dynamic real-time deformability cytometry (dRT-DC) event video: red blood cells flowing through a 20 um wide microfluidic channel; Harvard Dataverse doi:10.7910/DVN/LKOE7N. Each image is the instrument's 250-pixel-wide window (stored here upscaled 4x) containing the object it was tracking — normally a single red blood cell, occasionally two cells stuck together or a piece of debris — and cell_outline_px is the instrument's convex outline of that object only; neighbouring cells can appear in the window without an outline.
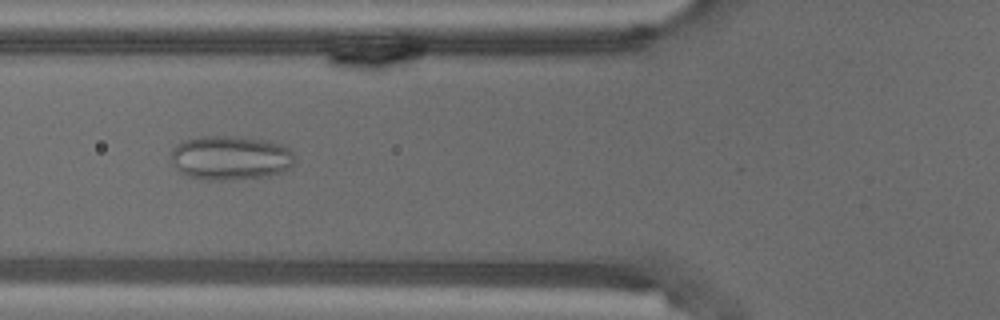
{"species": "common noctule bat (a hibernating species)", "species_latin": "Nyctalus noctula", "temperature_condition": "warm", "stored_images_in_passage": 56, "camera_frame_rate_fps": 3000, "um_per_image_px": 0.085, "animal": {"sex": "male", "body_mass_g": 18.8}, "frame": {"image": 1, "passage_image": 21, "time_ms": 6.667, "image_size_px": [1000, 320], "cell_outline_px": [[296, 160], [292, 168], [268, 176], [228, 180], [208, 180], [188, 176], [180, 172], [176, 168], [172, 160], [172, 148], [176, 144], [184, 140], [200, 136], [240, 136], [268, 140], [284, 144], [296, 156]], "centroid_in_image_um": [19.64, 13.4], "position_along_channel_um": 106.2, "area_um2": 32.43}}
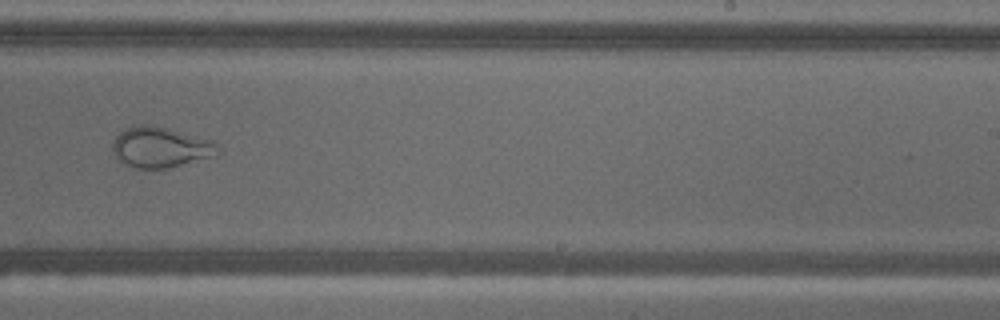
{"frame": {"image": 2, "passage_image": 35, "time_ms": 11.333, "image_size_px": [1000, 320], "cell_outline_px": [[220, 152], [216, 156], [168, 168], [136, 168], [120, 160], [112, 152], [112, 140], [120, 132], [128, 128], [140, 124], [148, 124], [216, 140]], "centroid_in_image_um": [13.69, 12.51], "position_along_channel_um": 275.3, "area_um2": 24.91}}
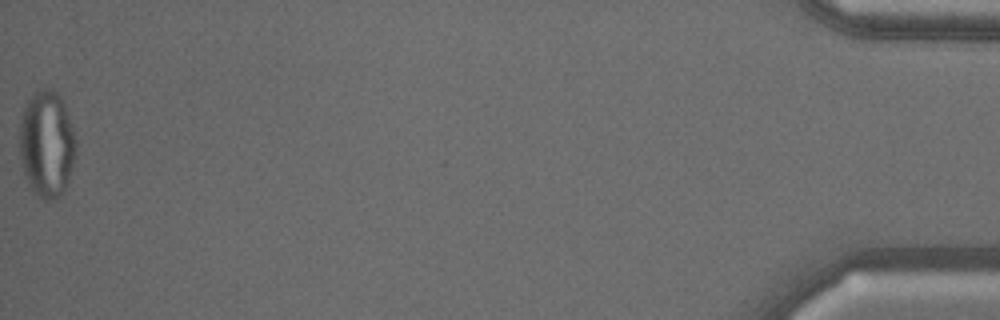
{"frame": {"image": 3, "passage_image": 56, "time_ms": 18.333, "image_size_px": [1000, 320], "cell_outline_px": [[76, 148], [68, 180], [60, 196], [52, 200], [44, 200], [28, 188], [24, 176], [20, 160], [20, 124], [24, 108], [28, 100], [36, 92], [44, 88], [52, 88], [60, 96], [64, 104], [76, 140]], "centroid_in_image_um": [3.95, 12.27], "position_along_channel_um": 431.2, "area_um2": 34.91}}